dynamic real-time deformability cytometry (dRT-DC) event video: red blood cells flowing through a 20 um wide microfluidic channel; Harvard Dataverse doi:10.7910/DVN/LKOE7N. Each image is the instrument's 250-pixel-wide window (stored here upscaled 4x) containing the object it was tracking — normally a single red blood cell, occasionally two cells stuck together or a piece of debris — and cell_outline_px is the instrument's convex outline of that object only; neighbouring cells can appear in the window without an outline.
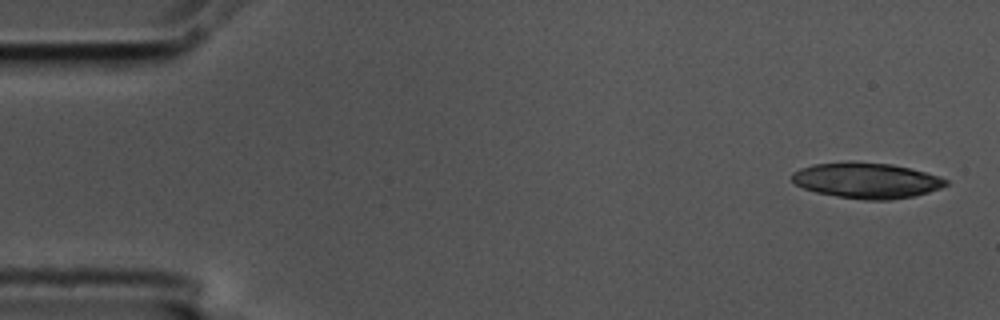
{"species": "common noctule bat (a hibernating species)", "species_latin": "Nyctalus noctula", "temperature_condition": "cold", "stored_images_in_passage": 5, "camera_frame_rate_fps": 3000, "um_per_image_px": 0.085, "animal": {"sex": "male", "body_mass_g": 17.5, "forearm_length_mm": 52.3}, "frame": {"image": 1, "passage_image": 1, "time_ms": 0.0, "image_size_px": [1000, 320], "cell_outline_px": [[948, 184], [940, 188], [928, 192], [912, 196], [892, 200], [864, 200], [836, 196], [816, 192], [804, 188], [796, 184], [792, 180], [792, 172], [800, 168], [812, 164], [848, 160], [852, 160], [892, 164], [940, 176], [948, 180]], "centroid_in_image_um": [73.63, 15.32], "position_along_channel_um": 11.4, "area_um2": 32.25}}